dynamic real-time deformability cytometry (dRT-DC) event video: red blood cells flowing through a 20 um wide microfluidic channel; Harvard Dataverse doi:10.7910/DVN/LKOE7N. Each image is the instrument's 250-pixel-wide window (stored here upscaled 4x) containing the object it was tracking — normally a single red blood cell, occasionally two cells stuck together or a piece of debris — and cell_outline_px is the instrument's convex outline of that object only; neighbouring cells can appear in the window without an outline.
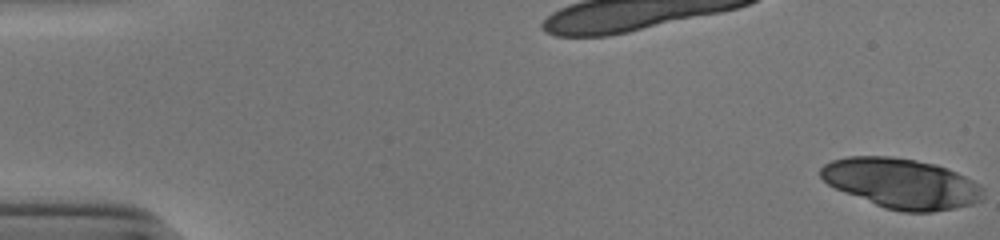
{"species": "human", "species_latin": "Homo sapiens", "temperature_condition": "cold", "stored_images_in_passage": 21, "camera_frame_rate_fps": 3000, "um_per_image_px": 0.085, "donor": {"sex": "male"}, "frame": {"image": 1, "passage_image": 1, "time_ms": 0.0, "image_size_px": [1000, 240], "cell_outline_px": [[984, 200], [972, 204], [956, 208], [932, 212], [904, 212], [884, 208], [836, 188], [828, 184], [820, 176], [820, 168], [824, 164], [832, 160], [848, 156], [892, 156], [916, 160], [936, 164], [956, 172], [980, 184], [984, 188]], "centroid_in_image_um": [76.66, 15.59], "position_along_channel_um": 8.3, "area_um2": 47.45}}
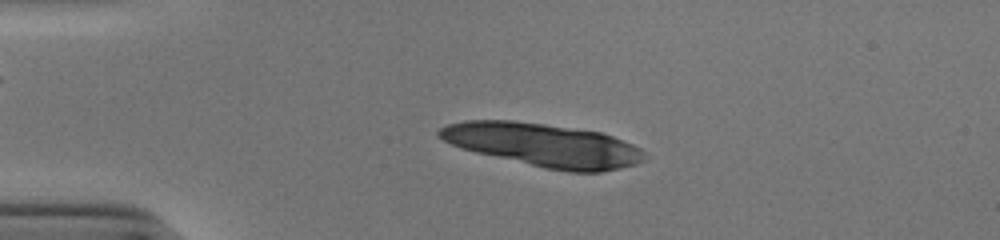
{"frame": {"image": 2, "passage_image": 13, "time_ms": 4.0, "image_size_px": [1000, 240], "cell_outline_px": [[644, 160], [636, 164], [620, 168], [600, 172], [568, 172], [544, 168], [476, 152], [460, 148], [436, 136], [436, 132], [440, 128], [448, 124], [464, 120], [512, 120], [544, 124], [600, 132], [612, 136], [632, 144], [640, 148], [644, 152]], "centroid_in_image_um": [46.16, 12.33], "position_along_channel_um": 38.8, "area_um2": 51.56}}